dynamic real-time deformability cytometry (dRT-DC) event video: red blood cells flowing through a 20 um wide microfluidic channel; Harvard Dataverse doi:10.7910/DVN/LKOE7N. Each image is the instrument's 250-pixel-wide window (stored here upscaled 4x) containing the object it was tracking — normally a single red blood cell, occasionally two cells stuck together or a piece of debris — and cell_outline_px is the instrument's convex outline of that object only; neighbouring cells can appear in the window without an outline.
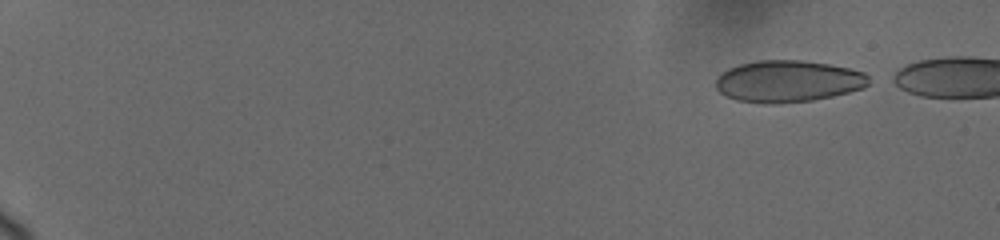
{"species": "human", "species_latin": "Homo sapiens", "temperature_condition": "cold", "stored_images_in_passage": 14, "camera_frame_rate_fps": 3000, "um_per_image_px": 0.085, "donor": {"sex": "female"}, "frame": {"image": 1, "passage_image": 1, "time_ms": 0.0, "image_size_px": [1000, 240], "cell_outline_px": [[868, 84], [864, 88], [832, 96], [812, 100], [780, 104], [764, 104], [736, 100], [724, 96], [716, 88], [716, 80], [728, 68], [740, 64], [756, 60], [804, 60], [828, 64], [848, 68], [864, 72], [868, 76]], "centroid_in_image_um": [66.96, 6.92], "position_along_channel_um": 18.0, "area_um2": 37.34}}